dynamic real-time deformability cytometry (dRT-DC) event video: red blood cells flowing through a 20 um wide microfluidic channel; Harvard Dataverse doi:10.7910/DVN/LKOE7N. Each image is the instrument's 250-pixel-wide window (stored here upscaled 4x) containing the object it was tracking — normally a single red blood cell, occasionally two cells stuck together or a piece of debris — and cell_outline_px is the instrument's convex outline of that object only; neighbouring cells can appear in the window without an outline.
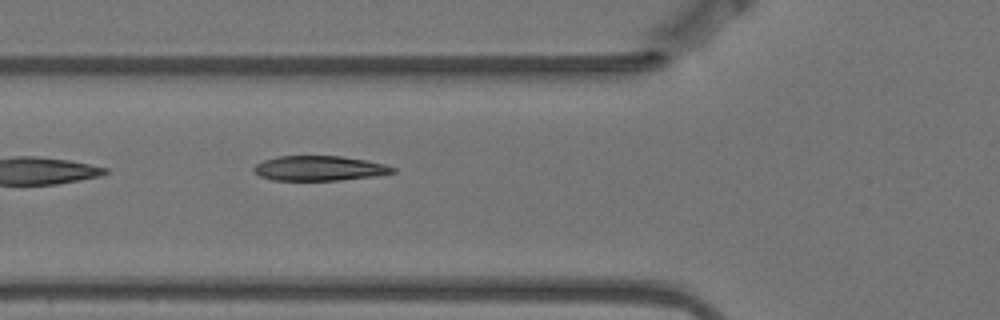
{"species": "Egyptian fruit bat (a non-hibernating species)", "species_latin": "Rousettus aegyptiacus", "temperature_condition": "warm", "stored_images_in_passage": 6, "camera_frame_rate_fps": 3000, "um_per_image_px": 0.085, "animal": {"sex": "female"}, "frame": {"image": 1, "passage_image": 6, "time_ms": 1.667, "image_size_px": [1000, 320], "cell_outline_px": [[396, 172], [376, 176], [340, 180], [272, 180], [260, 176], [252, 168], [256, 164], [264, 160], [280, 156], [340, 156], [364, 160], [384, 164], [396, 168]], "centroid_in_image_um": [27.15, 14.31], "position_along_channel_um": 98.6, "area_um2": 20.0}}